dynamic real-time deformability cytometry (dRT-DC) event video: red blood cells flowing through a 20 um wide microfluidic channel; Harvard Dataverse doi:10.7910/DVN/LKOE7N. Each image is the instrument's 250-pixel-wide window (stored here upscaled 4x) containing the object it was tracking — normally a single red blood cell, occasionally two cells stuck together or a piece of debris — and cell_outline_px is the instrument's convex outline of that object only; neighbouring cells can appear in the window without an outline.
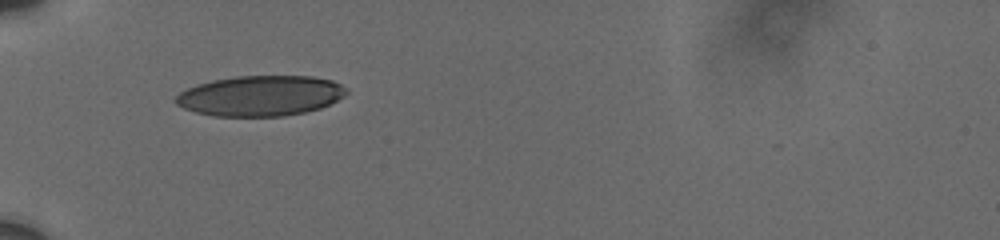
{"species": "human", "species_latin": "Homo sapiens", "temperature_condition": "cold", "stored_images_in_passage": 9, "camera_frame_rate_fps": 3000, "um_per_image_px": 0.085, "donor": {"sex": "male"}, "frame": {"image": 1, "passage_image": 1, "time_ms": 0.0, "image_size_px": [1000, 240], "cell_outline_px": [[348, 92], [344, 96], [320, 108], [304, 112], [284, 116], [216, 116], [196, 112], [184, 108], [176, 104], [176, 96], [180, 92], [196, 84], [212, 80], [236, 76], [312, 76], [332, 80], [340, 84]], "centroid_in_image_um": [22.12, 8.13], "position_along_channel_um": 62.9, "area_um2": 40.0}}
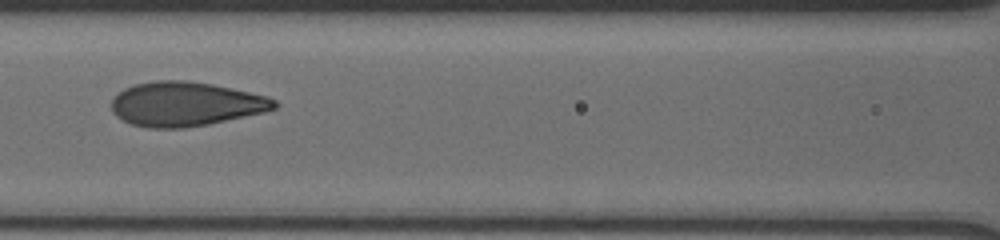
{"frame": {"image": 2, "passage_image": 4, "time_ms": 2.667, "image_size_px": [1000, 240], "cell_outline_px": [[280, 104], [276, 108], [264, 112], [208, 124], [184, 128], [148, 128], [132, 124], [116, 116], [112, 112], [112, 96], [124, 88], [136, 84], [156, 80], [188, 80], [212, 84], [268, 96], [276, 100]], "centroid_in_image_um": [15.77, 8.84], "position_along_channel_um": 150.8, "area_um2": 42.19}}
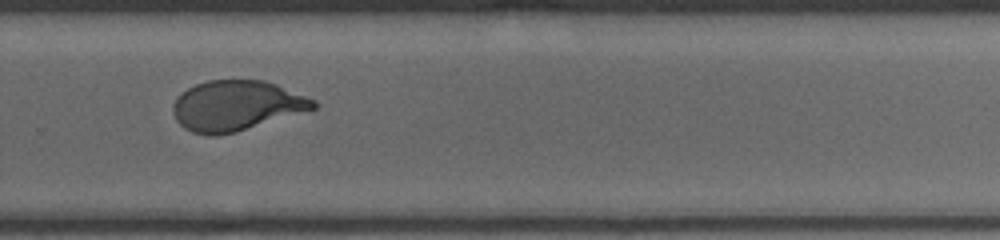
{"frame": {"image": 3, "passage_image": 8, "time_ms": 7.0, "image_size_px": [1000, 240], "cell_outline_px": [[316, 108], [236, 132], [216, 136], [208, 136], [192, 132], [184, 128], [176, 120], [172, 112], [172, 104], [180, 92], [196, 84], [208, 80], [264, 80], [276, 84], [316, 100]], "centroid_in_image_um": [20.04, 8.98], "position_along_channel_um": 309.8, "area_um2": 41.1}}